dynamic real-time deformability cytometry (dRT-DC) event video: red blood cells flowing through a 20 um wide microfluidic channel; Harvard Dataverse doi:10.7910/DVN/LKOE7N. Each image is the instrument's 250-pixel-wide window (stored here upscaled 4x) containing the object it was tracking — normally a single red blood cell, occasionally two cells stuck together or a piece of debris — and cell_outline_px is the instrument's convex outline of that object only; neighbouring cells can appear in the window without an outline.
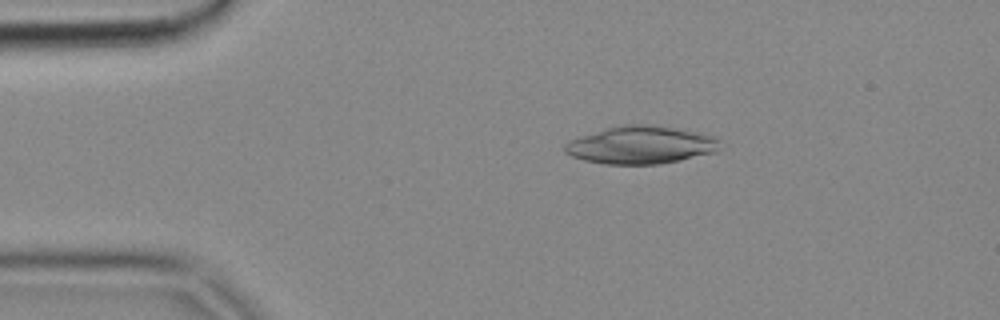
{"species": "common noctule bat (a hibernating species)", "species_latin": "Nyctalus noctula", "temperature_condition": "cold", "stored_images_in_passage": 5, "camera_frame_rate_fps": 3000, "um_per_image_px": 0.085, "animal": {"sex": "female", "body_mass_g": 18.4}, "frame": {"image": 1, "passage_image": 1, "time_ms": 0.0, "image_size_px": [1000, 320], "cell_outline_px": [[724, 140], [716, 152], [680, 160], [660, 164], [604, 164], [584, 160], [572, 156], [564, 152], [564, 144], [568, 140], [604, 128], [624, 124], [644, 124], [672, 128], [696, 132], [716, 136]], "centroid_in_image_um": [54.48, 12.32], "position_along_channel_um": 30.5, "area_um2": 34.33}}
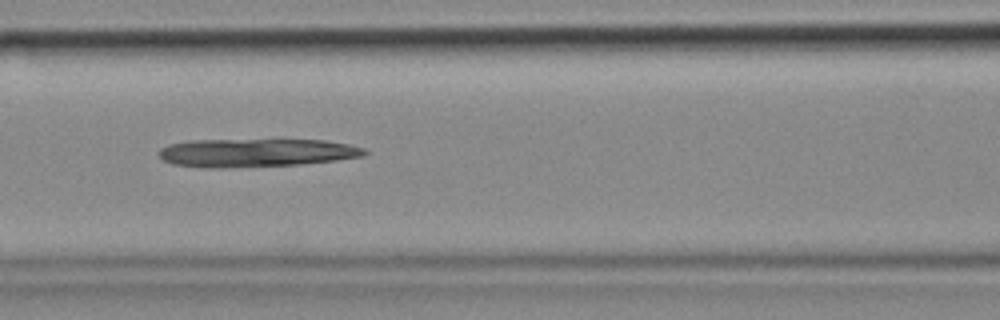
{"frame": {"image": 2, "passage_image": 4, "time_ms": 1.0, "image_size_px": [1000, 320], "cell_outline_px": [[368, 152], [364, 156], [336, 160], [300, 164], [224, 168], [204, 168], [172, 164], [164, 160], [156, 152], [160, 148], [168, 144], [188, 140], [328, 140], [348, 144], [364, 148]], "centroid_in_image_um": [21.73, 12.98], "position_along_channel_um": 144.9, "area_um2": 34.1}}